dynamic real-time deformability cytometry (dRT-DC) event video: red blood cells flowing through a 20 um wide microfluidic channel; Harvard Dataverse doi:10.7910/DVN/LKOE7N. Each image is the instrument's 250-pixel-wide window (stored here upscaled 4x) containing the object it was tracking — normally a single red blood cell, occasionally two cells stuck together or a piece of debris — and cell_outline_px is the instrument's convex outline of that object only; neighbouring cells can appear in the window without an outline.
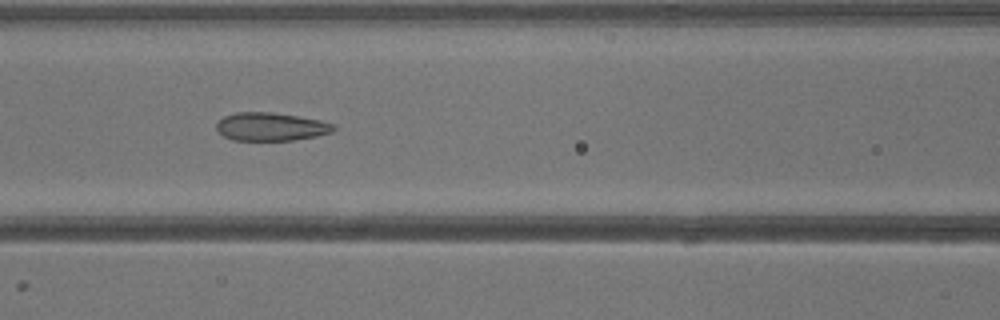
{"species": "common noctule bat (a hibernating species)", "species_latin": "Nyctalus noctula", "temperature_condition": "warm", "stored_images_in_passage": 40, "camera_frame_rate_fps": 3000, "um_per_image_px": 0.085, "animal": {"sex": "male", "body_mass_g": 13.3}, "frame": {"image": 1, "passage_image": 18, "time_ms": 5.667, "image_size_px": [1000, 320], "cell_outline_px": [[336, 128], [332, 132], [316, 136], [292, 140], [232, 140], [224, 136], [216, 128], [216, 124], [224, 116], [236, 112], [272, 112], [320, 120], [336, 124]], "centroid_in_image_um": [23.04, 10.76], "position_along_channel_um": 143.6, "area_um2": 19.19}}
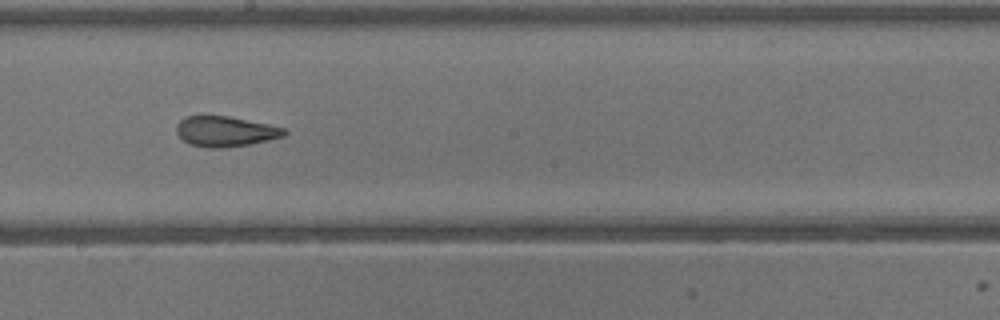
{"frame": {"image": 2, "passage_image": 23, "time_ms": 7.333, "image_size_px": [1000, 320], "cell_outline_px": [[288, 132], [284, 136], [268, 140], [248, 144], [220, 148], [208, 148], [192, 144], [184, 140], [176, 132], [176, 124], [184, 116], [200, 112], [204, 112], [228, 116], [268, 124], [284, 128]], "centroid_in_image_um": [19.08, 11.11], "position_along_channel_um": 229.1, "area_um2": 19.54}}
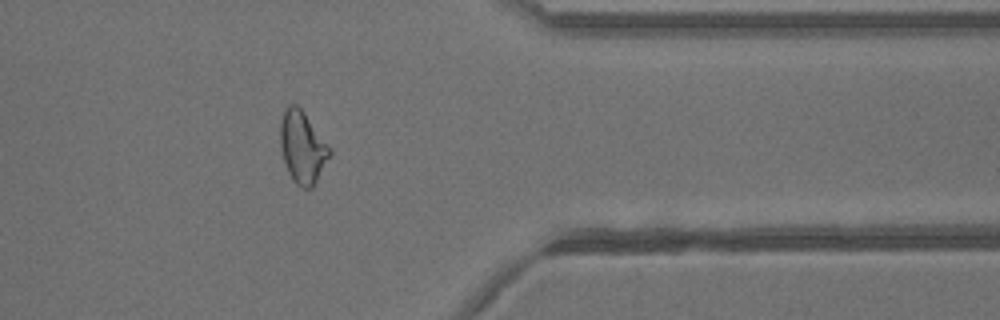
{"frame": {"image": 3, "passage_image": 33, "time_ms": 10.667, "image_size_px": [1000, 320], "cell_outline_px": [[332, 152], [316, 184], [312, 188], [304, 188], [296, 184], [292, 180], [288, 172], [280, 148], [280, 120], [284, 108], [288, 104], [296, 104], [304, 112], [332, 148]], "centroid_in_image_um": [25.72, 12.51], "position_along_channel_um": 385.7, "area_um2": 21.1}}